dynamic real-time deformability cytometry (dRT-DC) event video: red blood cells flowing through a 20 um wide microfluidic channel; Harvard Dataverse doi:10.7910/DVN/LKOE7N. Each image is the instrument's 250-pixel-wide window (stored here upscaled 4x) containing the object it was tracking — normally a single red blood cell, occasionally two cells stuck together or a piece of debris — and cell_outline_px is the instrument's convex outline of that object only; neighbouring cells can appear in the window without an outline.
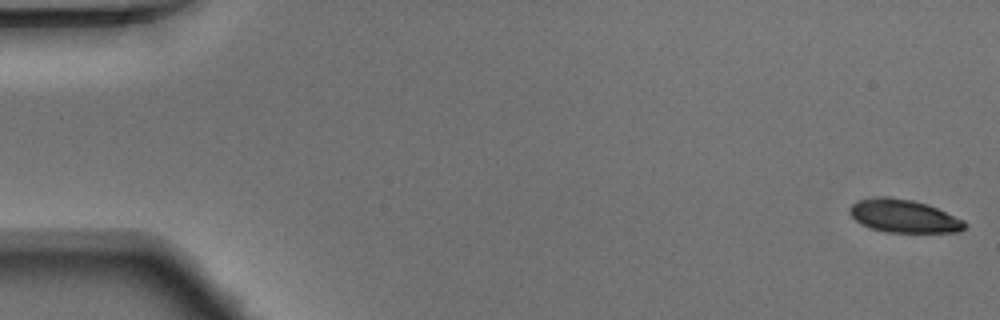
{"species": "Egyptian fruit bat (a non-hibernating species)", "species_latin": "Rousettus aegyptiacus", "temperature_condition": "warm", "stored_images_in_passage": 48, "camera_frame_rate_fps": 3000, "um_per_image_px": 0.085, "animal": {"sex": "male"}, "frame": {"image": 1, "passage_image": 1, "time_ms": 0.0, "image_size_px": [1000, 320], "cell_outline_px": [[968, 224], [960, 232], [884, 232], [872, 228], [856, 220], [848, 212], [848, 208], [852, 204], [860, 200], [884, 196], [912, 200], [928, 204], [964, 220]], "centroid_in_image_um": [76.85, 18.37], "position_along_channel_um": 8.2, "area_um2": 21.96}}
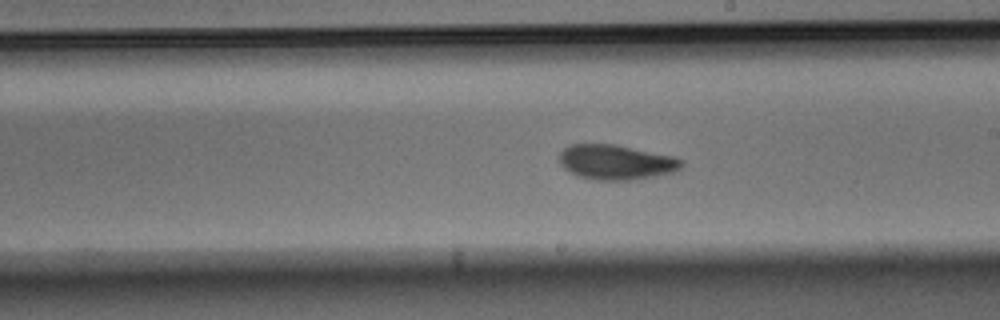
{"frame": {"image": 2, "passage_image": 28, "time_ms": 9.0, "image_size_px": [1000, 320], "cell_outline_px": [[684, 164], [680, 168], [672, 172], [656, 176], [632, 180], [596, 180], [576, 176], [564, 168], [560, 164], [560, 152], [564, 148], [572, 144], [616, 144], [672, 156], [684, 160]], "centroid_in_image_um": [52.36, 13.79], "position_along_channel_um": 236.6, "area_um2": 24.91}}
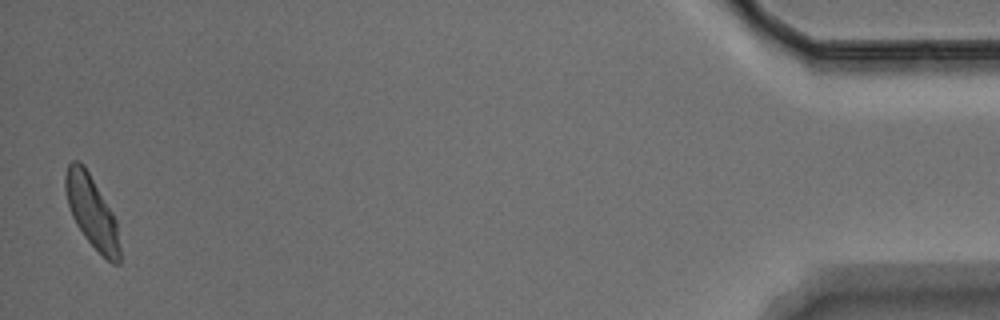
{"frame": {"image": 3, "passage_image": 48, "time_ms": 15.667, "image_size_px": [1000, 320], "cell_outline_px": [[120, 264], [112, 264], [84, 236], [76, 224], [72, 216], [68, 204], [64, 188], [64, 176], [68, 164], [72, 160], [80, 160], [84, 164], [112, 212], [116, 220], [120, 248]], "centroid_in_image_um": [7.78, 17.96], "position_along_channel_um": 427.4, "area_um2": 22.66}}